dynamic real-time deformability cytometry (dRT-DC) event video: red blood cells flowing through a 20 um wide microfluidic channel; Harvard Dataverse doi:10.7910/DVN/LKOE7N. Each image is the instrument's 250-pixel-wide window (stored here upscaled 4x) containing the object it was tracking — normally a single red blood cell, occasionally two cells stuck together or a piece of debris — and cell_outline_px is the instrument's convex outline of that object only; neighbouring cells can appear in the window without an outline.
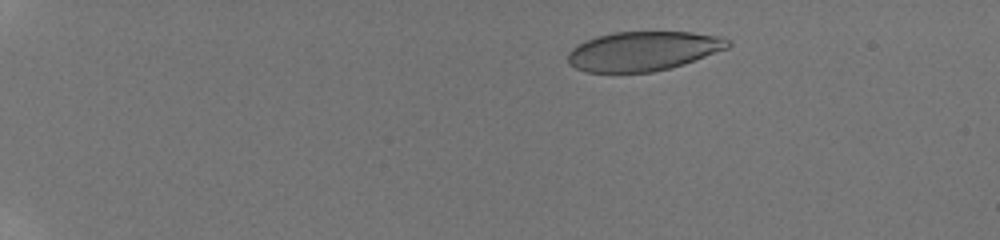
{"species": "human", "species_latin": "Homo sapiens", "temperature_condition": "room temperature", "stored_images_in_passage": 15, "camera_frame_rate_fps": 3000, "um_per_image_px": 0.085, "donor": {"sex": "male"}, "frame": {"image": 1, "passage_image": 7, "time_ms": 3.0, "image_size_px": [1000, 240], "cell_outline_px": [[732, 44], [728, 48], [684, 64], [652, 72], [588, 72], [576, 68], [568, 64], [568, 52], [576, 44], [584, 40], [596, 36], [612, 32], [692, 32], [724, 36]], "centroid_in_image_um": [54.66, 4.33], "position_along_channel_um": 30.3, "area_um2": 36.93}}
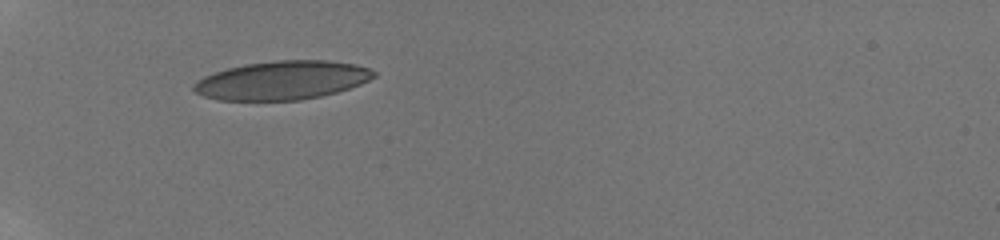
{"frame": {"image": 2, "passage_image": 14, "time_ms": 6.333, "image_size_px": [1000, 240], "cell_outline_px": [[376, 76], [360, 84], [336, 92], [320, 96], [300, 100], [216, 100], [204, 96], [196, 92], [192, 88], [192, 84], [196, 80], [204, 76], [228, 68], [244, 64], [272, 60], [328, 60], [356, 64], [368, 68], [376, 72]], "centroid_in_image_um": [23.96, 6.82], "position_along_channel_um": 61.0, "area_um2": 40.63}}